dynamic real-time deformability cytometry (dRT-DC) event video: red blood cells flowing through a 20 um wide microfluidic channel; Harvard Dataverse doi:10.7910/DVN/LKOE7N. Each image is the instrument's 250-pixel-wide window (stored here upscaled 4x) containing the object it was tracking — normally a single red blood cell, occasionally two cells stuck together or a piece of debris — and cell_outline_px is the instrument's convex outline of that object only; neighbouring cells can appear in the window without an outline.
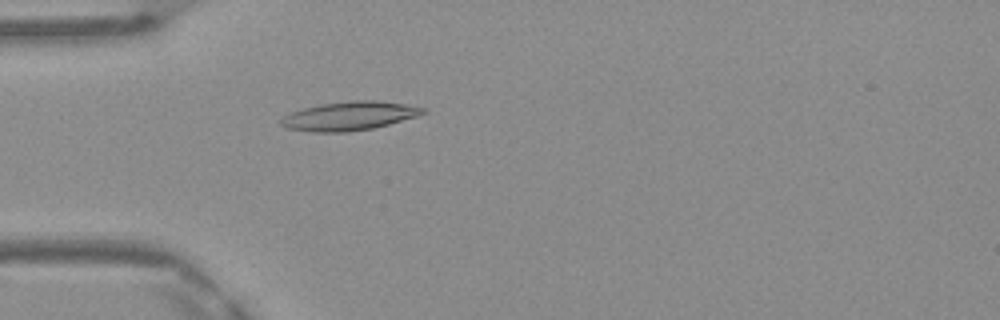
{"species": "Egyptian fruit bat (a non-hibernating species)", "species_latin": "Rousettus aegyptiacus", "temperature_condition": "warm", "stored_images_in_passage": 44, "camera_frame_rate_fps": 3000, "um_per_image_px": 0.085, "frame": {"image": 1, "passage_image": 10, "time_ms": 3.0, "image_size_px": [1000, 320], "cell_outline_px": [[424, 112], [416, 116], [388, 124], [372, 128], [348, 132], [312, 132], [288, 128], [280, 124], [280, 120], [284, 116], [292, 112], [304, 108], [320, 104], [356, 100], [376, 100], [404, 104], [424, 108]], "centroid_in_image_um": [29.65, 9.86], "position_along_channel_um": 55.4, "area_um2": 23.41}}
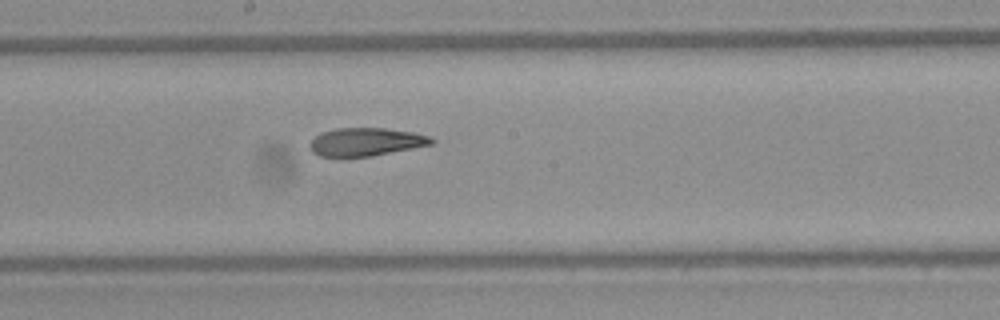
{"frame": {"image": 2, "passage_image": 22, "time_ms": 7.0, "image_size_px": [1000, 320], "cell_outline_px": [[436, 140], [432, 144], [372, 156], [320, 156], [312, 152], [308, 144], [316, 136], [324, 132], [336, 128], [384, 128], [412, 132], [428, 136]], "centroid_in_image_um": [31.09, 12.06], "position_along_channel_um": 217.1, "area_um2": 19.65}}
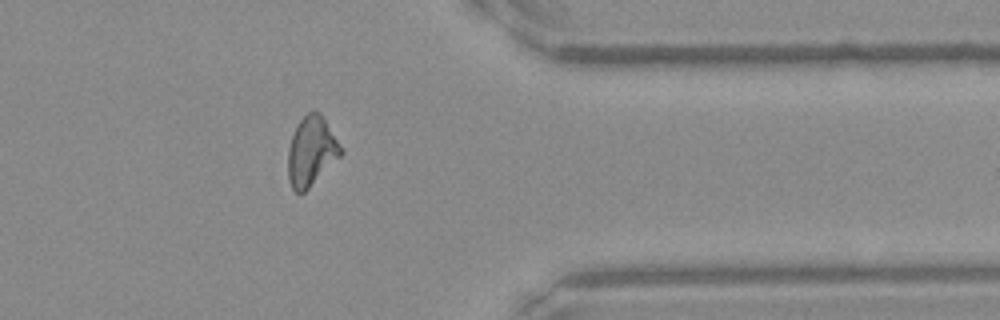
{"frame": {"image": 3, "passage_image": 35, "time_ms": 11.333, "image_size_px": [1000, 320], "cell_outline_px": [[344, 152], [304, 192], [296, 192], [292, 188], [288, 180], [288, 148], [292, 136], [300, 120], [308, 112], [320, 112]], "centroid_in_image_um": [26.44, 12.87], "position_along_channel_um": 385.0, "area_um2": 20.81}, "authors_computed_cell_mechanics": {"area_um2": 21.1548, "velocity_mm_per_s": 4.1851, "shape_relaxation_time_tau1_ms": null, "shape_relaxation_time_tau2_ms": 3.3909, "deformation_change_tau1": null, "deformation_change_tau2": 0.1249}}